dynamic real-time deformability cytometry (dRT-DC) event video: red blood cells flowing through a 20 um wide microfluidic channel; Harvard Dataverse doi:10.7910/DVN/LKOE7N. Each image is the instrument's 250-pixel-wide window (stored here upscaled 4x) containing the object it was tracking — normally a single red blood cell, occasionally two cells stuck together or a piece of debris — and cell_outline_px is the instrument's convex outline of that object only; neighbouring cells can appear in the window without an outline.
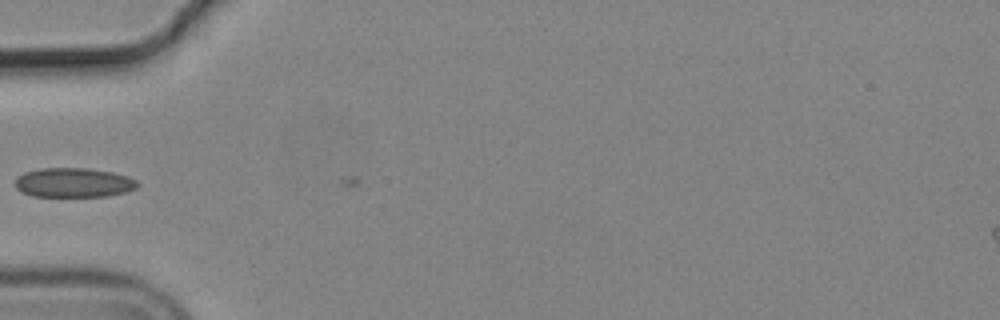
{"species": "common noctule bat (a hibernating species)", "species_latin": "Nyctalus noctula", "temperature_condition": "cold", "stored_images_in_passage": 3, "camera_frame_rate_fps": 3000, "um_per_image_px": 0.085, "animal": {"sex": "male", "body_mass_g": 19.2, "forearm_length_mm": 51.8}, "frame": {"image": 1, "passage_image": 2, "time_ms": 0.333, "image_size_px": [1000, 320], "cell_outline_px": [[140, 184], [136, 188], [128, 192], [108, 196], [32, 196], [20, 192], [16, 188], [16, 180], [24, 172], [40, 168], [88, 168], [112, 172], [128, 176], [136, 180]], "centroid_in_image_um": [6.29, 15.52], "position_along_channel_um": 78.7, "area_um2": 21.1}}